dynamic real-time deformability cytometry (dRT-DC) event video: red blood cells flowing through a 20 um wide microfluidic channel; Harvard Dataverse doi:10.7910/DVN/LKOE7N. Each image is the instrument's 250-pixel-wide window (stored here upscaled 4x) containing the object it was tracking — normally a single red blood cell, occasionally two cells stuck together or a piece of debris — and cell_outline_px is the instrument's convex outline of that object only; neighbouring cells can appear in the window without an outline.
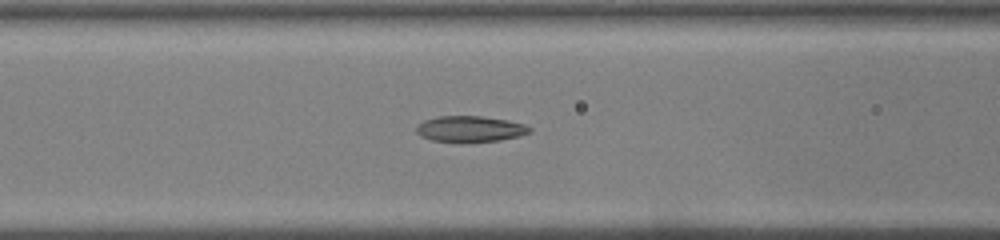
{"species": "common noctule bat (a hibernating species)", "species_latin": "Nyctalus noctula", "temperature_condition": "warm", "stored_images_in_passage": 32, "segment_of_instrument_passage": [1, 2], "camera_frame_rate_fps": 3000, "um_per_image_px": 0.085, "animal": {"sex": "male", "body_mass_g": 19.0, "forearm_length_mm": 50.8}, "frame": {"image": 1, "passage_image": 6, "time_ms": 1.667, "image_size_px": [1000, 240], "cell_outline_px": [[532, 132], [520, 136], [500, 140], [432, 140], [420, 136], [416, 132], [416, 124], [424, 120], [436, 116], [480, 116], [508, 120], [524, 124], [532, 128]], "centroid_in_image_um": [39.96, 10.92], "position_along_channel_um": 126.6, "area_um2": 16.76}}
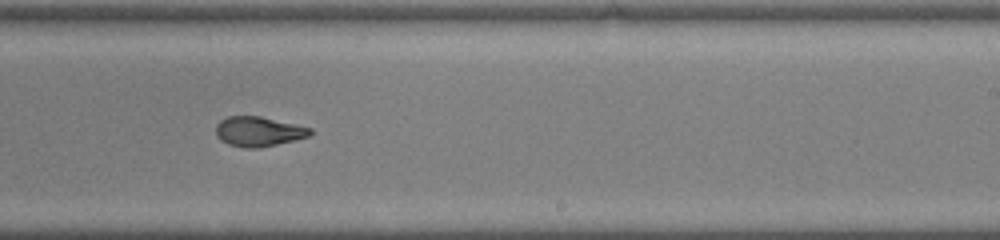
{"frame": {"image": 2, "passage_image": 15, "time_ms": 4.667, "image_size_px": [1000, 240], "cell_outline_px": [[312, 132], [308, 136], [276, 144], [256, 148], [244, 148], [228, 144], [220, 140], [216, 132], [216, 124], [220, 120], [228, 116], [260, 116], [312, 128]], "centroid_in_image_um": [21.94, 11.17], "position_along_channel_um": 267.1, "area_um2": 16.18}}
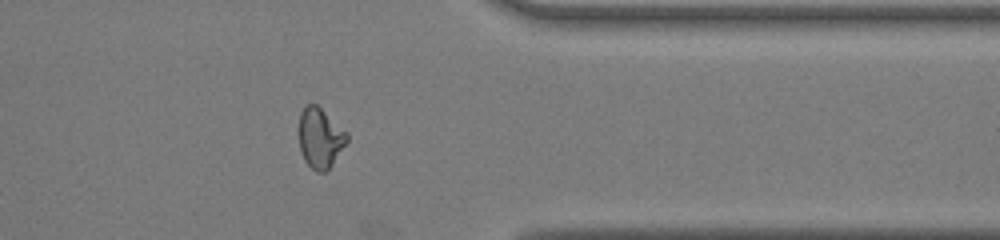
{"frame": {"image": 3, "passage_image": 23, "time_ms": 7.333, "image_size_px": [1000, 240], "cell_outline_px": [[348, 140], [332, 164], [324, 172], [316, 172], [304, 160], [300, 152], [300, 112], [308, 104], [316, 104], [348, 132]], "centroid_in_image_um": [27.22, 11.73], "position_along_channel_um": 384.2, "area_um2": 16.59}}